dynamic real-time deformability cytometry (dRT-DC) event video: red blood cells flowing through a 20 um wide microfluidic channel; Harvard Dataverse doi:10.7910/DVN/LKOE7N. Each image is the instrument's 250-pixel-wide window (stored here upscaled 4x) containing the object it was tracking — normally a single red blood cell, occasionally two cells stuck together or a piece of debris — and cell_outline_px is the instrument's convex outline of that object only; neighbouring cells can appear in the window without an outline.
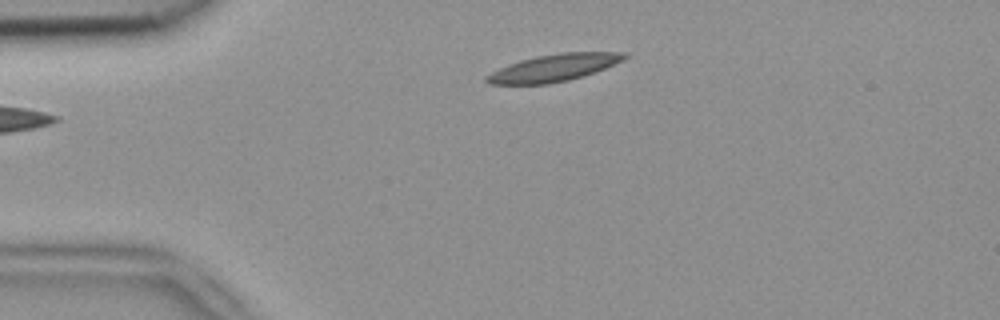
{"species": "common noctule bat (a hibernating species)", "species_latin": "Nyctalus noctula", "temperature_condition": "room temperature", "stored_images_in_passage": 2, "camera_frame_rate_fps": 3000, "um_per_image_px": 0.085, "animal": {"sex": "female", "body_mass_g": 18.4}, "frame": {"image": 1, "passage_image": 2, "time_ms": 0.333, "image_size_px": [1000, 320], "cell_outline_px": [[632, 56], [624, 60], [596, 72], [568, 80], [548, 84], [488, 84], [484, 80], [484, 76], [508, 64], [520, 60], [536, 56], [560, 52], [628, 52]], "centroid_in_image_um": [47.12, 5.75], "position_along_channel_um": 37.9, "area_um2": 22.02}}